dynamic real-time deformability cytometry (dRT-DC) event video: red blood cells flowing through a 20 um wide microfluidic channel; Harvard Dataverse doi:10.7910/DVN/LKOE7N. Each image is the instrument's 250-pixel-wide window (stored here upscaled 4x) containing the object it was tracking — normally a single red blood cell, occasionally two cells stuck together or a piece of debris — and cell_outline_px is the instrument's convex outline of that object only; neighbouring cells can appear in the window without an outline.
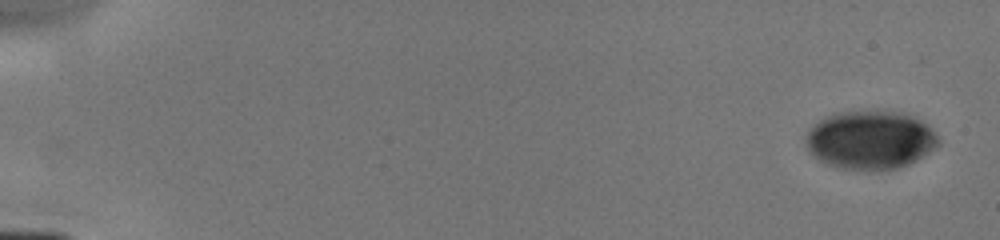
{"species": "human", "species_latin": "Homo sapiens", "temperature_condition": "cold", "stored_images_in_passage": 7, "camera_frame_rate_fps": 3000, "um_per_image_px": 0.085, "donor": {"sex": "male"}, "frame": {"image": 1, "passage_image": 1, "time_ms": 0.0, "image_size_px": [1000, 240], "cell_outline_px": [[940, 144], [916, 160], [908, 164], [896, 168], [876, 172], [840, 168], [824, 164], [808, 148], [808, 132], [820, 120], [836, 112], [900, 112], [912, 116], [928, 124], [936, 132], [940, 140]], "centroid_in_image_um": [74.03, 11.93], "position_along_channel_um": 11.0, "area_um2": 44.91}}
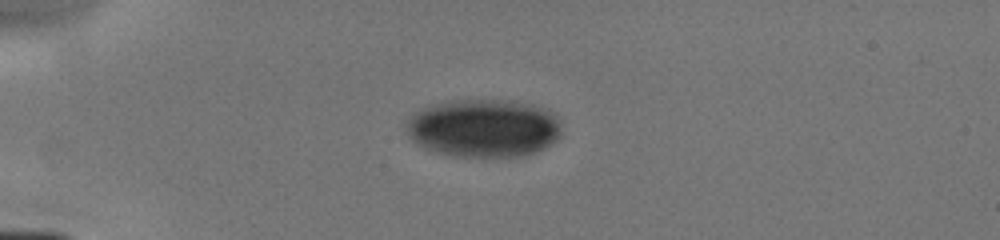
{"frame": {"image": 2, "passage_image": 5, "time_ms": 4.0, "image_size_px": [1000, 240], "cell_outline_px": [[560, 136], [556, 140], [544, 148], [536, 152], [524, 156], [452, 156], [436, 152], [416, 144], [408, 136], [404, 124], [416, 112], [432, 104], [452, 100], [512, 100], [532, 104], [548, 108], [556, 116], [560, 124]], "centroid_in_image_um": [41.12, 10.88], "position_along_channel_um": 43.9, "area_um2": 52.94}}
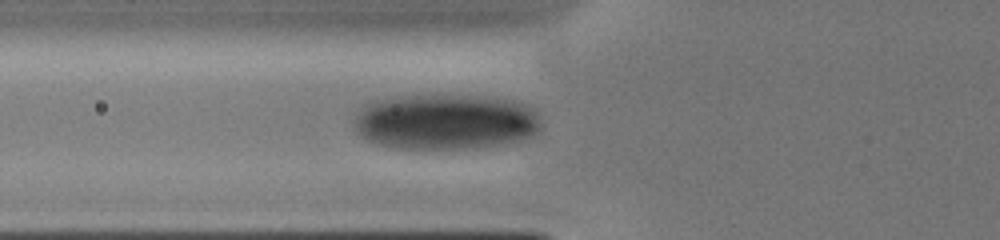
{"frame": {"image": 3, "passage_image": 7, "time_ms": 6.0, "image_size_px": [1000, 240], "cell_outline_px": [[540, 128], [536, 132], [512, 144], [472, 148], [396, 148], [376, 144], [368, 140], [356, 132], [356, 112], [360, 104], [368, 100], [424, 92], [460, 92], [500, 96], [516, 100], [528, 104], [540, 116]], "centroid_in_image_um": [37.88, 10.26], "position_along_channel_um": 87.9, "area_um2": 63.58}}